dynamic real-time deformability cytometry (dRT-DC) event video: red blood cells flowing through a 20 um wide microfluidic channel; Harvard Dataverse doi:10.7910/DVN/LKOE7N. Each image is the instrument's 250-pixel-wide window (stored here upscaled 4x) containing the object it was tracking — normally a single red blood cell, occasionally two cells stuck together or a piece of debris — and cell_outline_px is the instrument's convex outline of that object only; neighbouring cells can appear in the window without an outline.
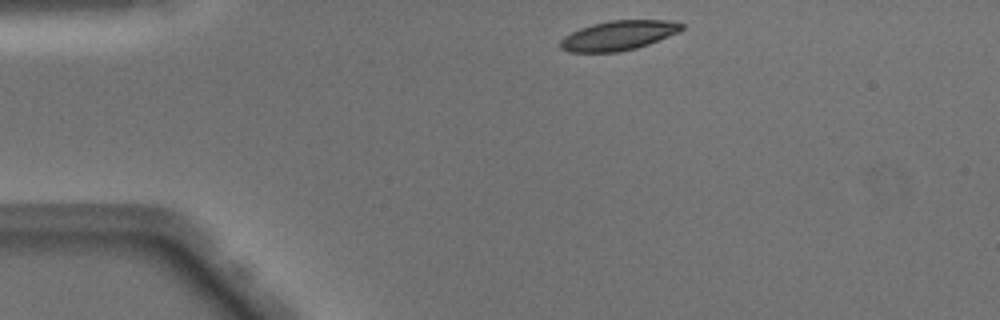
{"species": "Egyptian fruit bat (a non-hibernating species)", "species_latin": "Rousettus aegyptiacus", "temperature_condition": "warm", "stored_images_in_passage": 40, "camera_frame_rate_fps": 3000, "um_per_image_px": 0.085, "animal": {"sex": "male"}, "frame": {"image": 1, "passage_image": 1, "time_ms": 0.0, "image_size_px": [1000, 320], "cell_outline_px": [[684, 28], [680, 32], [648, 44], [636, 48], [620, 52], [568, 52], [560, 48], [560, 40], [564, 36], [580, 28], [592, 24], [608, 20], [668, 20], [684, 24]], "centroid_in_image_um": [52.57, 3.01], "position_along_channel_um": 32.4, "area_um2": 21.04}}
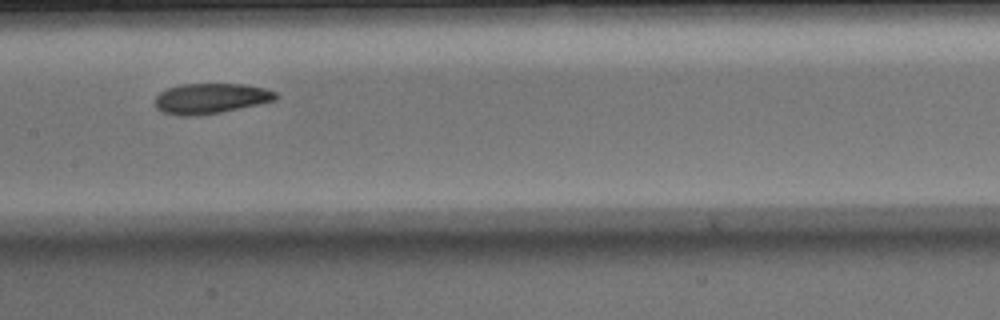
{"frame": {"image": 2, "passage_image": 16, "time_ms": 5.0, "image_size_px": [1000, 320], "cell_outline_px": [[280, 96], [276, 100], [220, 112], [188, 116], [164, 112], [156, 108], [156, 96], [160, 92], [168, 88], [180, 84], [244, 84], [264, 88], [276, 92]], "centroid_in_image_um": [17.94, 8.35], "position_along_channel_um": 189.5, "area_um2": 21.04}}
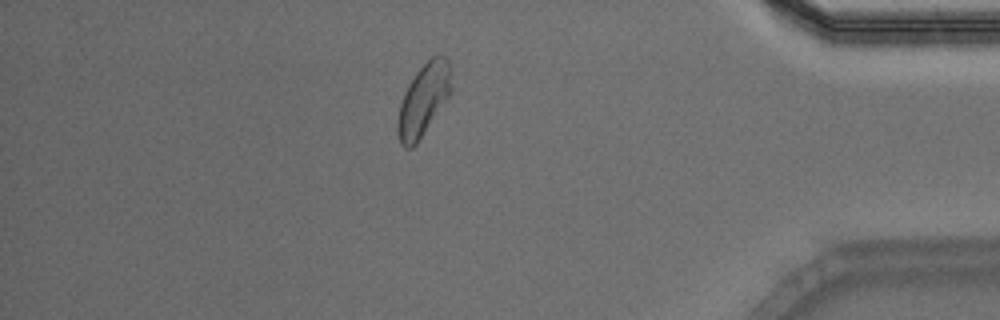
{"frame": {"image": 3, "passage_image": 34, "time_ms": 11.0, "image_size_px": [1000, 320], "cell_outline_px": [[452, 88], [448, 96], [416, 144], [412, 148], [404, 148], [400, 144], [396, 132], [396, 124], [400, 104], [404, 92], [408, 84], [416, 72], [436, 52], [444, 56], [448, 60]], "centroid_in_image_um": [35.96, 8.48], "position_along_channel_um": 399.2, "area_um2": 22.31}, "authors_computed_cell_mechanics": {"area_um2": 21.8484, "velocity_mm_per_s": 4.0815, "shape_relaxation_time_tau1_ms": 3.5088, "shape_relaxation_time_tau2_ms": 3.2605, "deformation_change_tau1": 0.1269, "deformation_change_tau2": 0.0871}}